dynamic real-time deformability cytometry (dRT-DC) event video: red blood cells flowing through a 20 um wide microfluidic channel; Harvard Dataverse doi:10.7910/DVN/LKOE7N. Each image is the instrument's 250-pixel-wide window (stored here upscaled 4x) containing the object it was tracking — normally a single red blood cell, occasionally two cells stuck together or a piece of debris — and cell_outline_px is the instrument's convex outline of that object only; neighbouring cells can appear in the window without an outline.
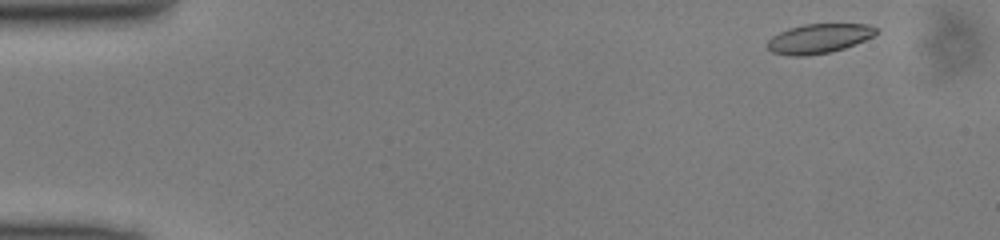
{"species": "common noctule bat (a hibernating species)", "species_latin": "Nyctalus noctula", "temperature_condition": "cold", "stored_images_in_passage": 47, "camera_frame_rate_fps": 3000, "um_per_image_px": 0.085, "animal": {"sex": "male", "body_mass_g": 13.0, "forearm_length_mm": 53.1}, "frame": {"image": 1, "passage_image": 2, "time_ms": 0.333, "image_size_px": [1000, 240], "cell_outline_px": [[876, 32], [872, 36], [856, 44], [844, 48], [828, 52], [804, 56], [792, 56], [772, 52], [764, 44], [772, 36], [788, 28], [804, 24], [868, 24], [876, 28]], "centroid_in_image_um": [69.55, 3.27], "position_along_channel_um": 15.4, "area_um2": 18.55}}
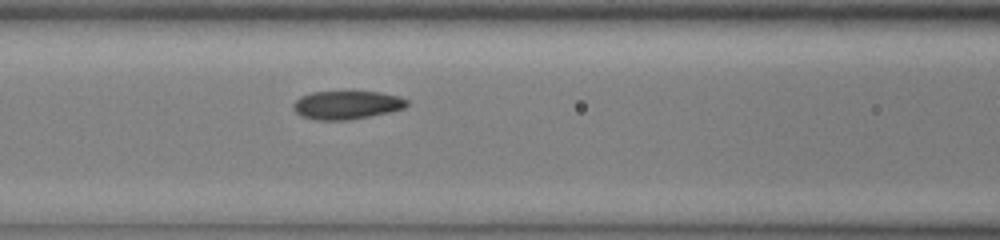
{"frame": {"image": 2, "passage_image": 19, "time_ms": 6.0, "image_size_px": [1000, 240], "cell_outline_px": [[408, 104], [404, 108], [388, 112], [348, 120], [316, 120], [300, 116], [292, 108], [292, 104], [300, 96], [312, 92], [380, 92], [400, 96], [408, 100]], "centroid_in_image_um": [29.44, 8.92], "position_along_channel_um": 137.2, "area_um2": 18.79}}
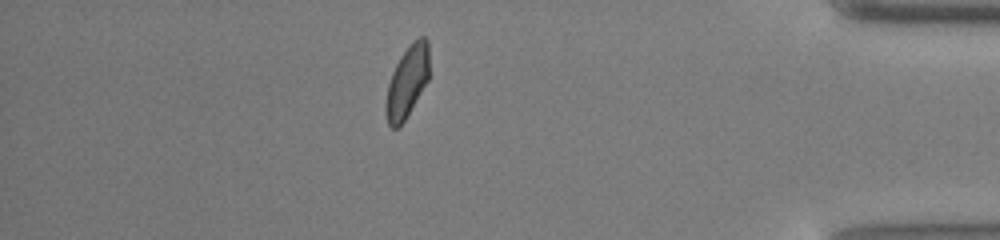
{"frame": {"image": 3, "passage_image": 41, "time_ms": 13.333, "image_size_px": [1000, 240], "cell_outline_px": [[428, 80], [404, 120], [396, 128], [392, 128], [388, 124], [384, 112], [384, 104], [388, 84], [392, 72], [400, 56], [420, 36], [424, 36], [428, 40]], "centroid_in_image_um": [34.57, 6.97], "position_along_channel_um": 400.6, "area_um2": 17.8}}